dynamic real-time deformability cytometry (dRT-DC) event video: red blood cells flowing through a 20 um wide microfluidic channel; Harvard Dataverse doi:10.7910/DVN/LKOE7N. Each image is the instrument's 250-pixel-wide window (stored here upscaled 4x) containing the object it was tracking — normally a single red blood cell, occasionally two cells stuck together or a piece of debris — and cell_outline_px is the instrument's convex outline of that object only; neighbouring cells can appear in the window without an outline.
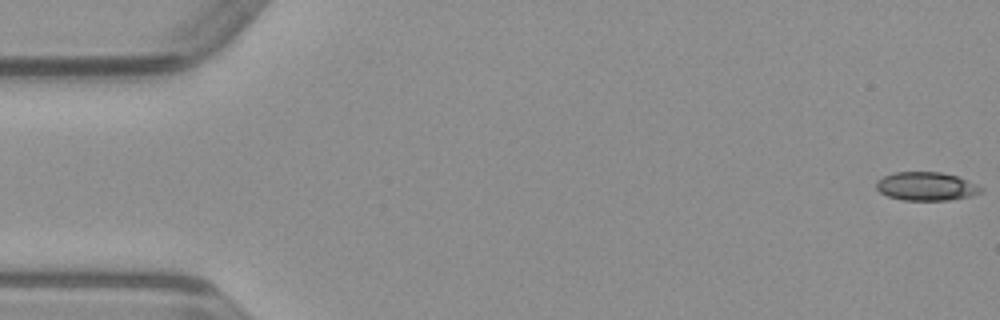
{"species": "common noctule bat (a hibernating species)", "species_latin": "Nyctalus noctula", "temperature_condition": "warm", "stored_images_in_passage": 50, "camera_frame_rate_fps": 3000, "um_per_image_px": 0.085, "animal": {"sex": "male", "body_mass_g": 23.1, "forearm_length_mm": 52.7}, "frame": {"image": 1, "passage_image": 1, "time_ms": 0.0, "image_size_px": [1000, 320], "cell_outline_px": [[984, 192], [972, 196], [948, 200], [904, 200], [888, 196], [880, 192], [876, 188], [876, 180], [884, 176], [896, 172], [940, 172], [956, 176], [984, 188]], "centroid_in_image_um": [78.74, 15.84], "position_along_channel_um": 6.3, "area_um2": 17.34}}
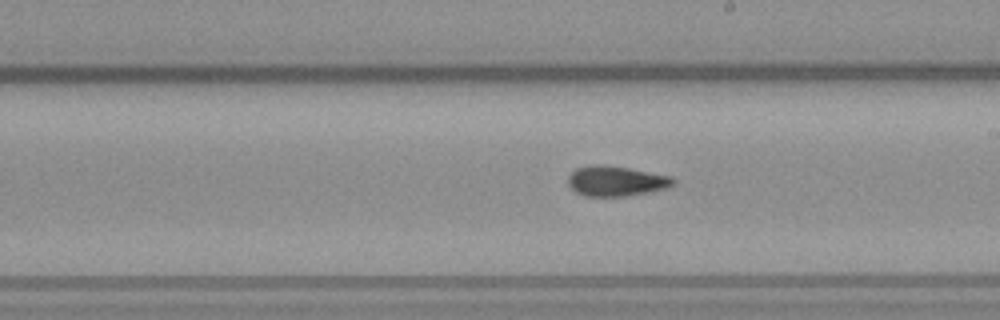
{"frame": {"image": 2, "passage_image": 28, "time_ms": 9.0, "image_size_px": [1000, 320], "cell_outline_px": [[676, 184], [664, 188], [648, 192], [624, 196], [584, 196], [576, 192], [568, 184], [568, 176], [576, 168], [592, 164], [604, 164], [628, 168], [672, 176], [676, 180]], "centroid_in_image_um": [52.36, 15.38], "position_along_channel_um": 236.6, "area_um2": 18.5}}
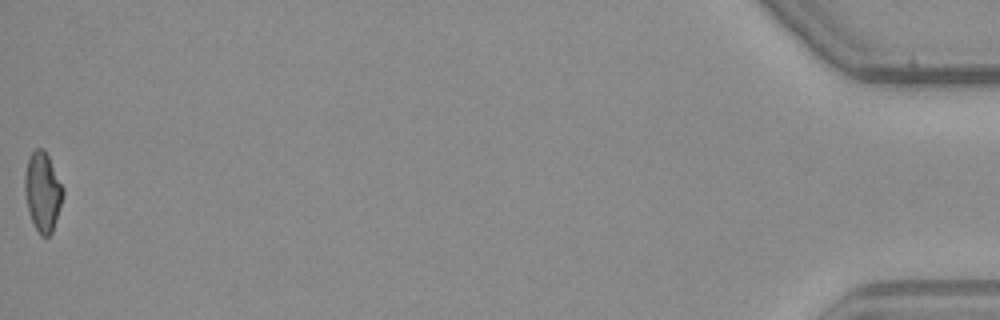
{"frame": {"image": 3, "passage_image": 50, "time_ms": 16.333, "image_size_px": [1000, 320], "cell_outline_px": [[64, 196], [52, 232], [48, 236], [40, 236], [28, 212], [24, 192], [24, 176], [28, 160], [32, 152], [36, 148], [44, 148], [64, 188]], "centroid_in_image_um": [3.63, 16.3], "position_along_channel_um": 431.6, "area_um2": 17.69}}